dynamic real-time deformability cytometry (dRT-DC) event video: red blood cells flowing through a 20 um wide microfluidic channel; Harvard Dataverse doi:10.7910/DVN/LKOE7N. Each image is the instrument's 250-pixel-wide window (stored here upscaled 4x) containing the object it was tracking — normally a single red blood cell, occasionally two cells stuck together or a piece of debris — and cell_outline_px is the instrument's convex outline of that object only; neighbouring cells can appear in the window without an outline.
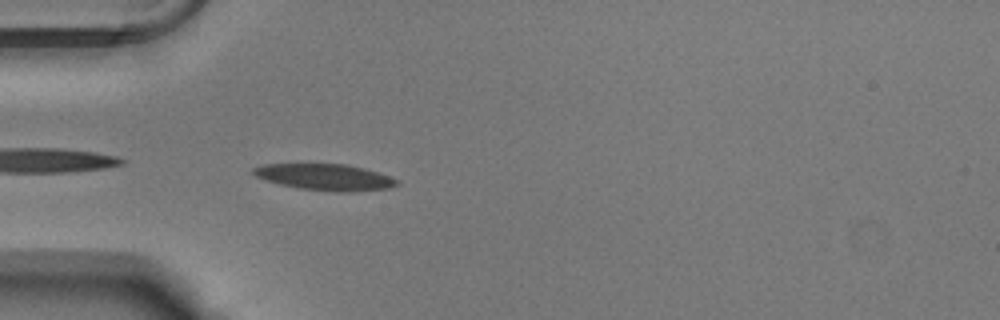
{"species": "Egyptian fruit bat (a non-hibernating species)", "species_latin": "Rousettus aegyptiacus", "temperature_condition": "warm", "stored_images_in_passage": 38, "camera_frame_rate_fps": 3000, "um_per_image_px": 0.085, "animal": {"sex": "male"}, "frame": {"image": 1, "passage_image": 1, "time_ms": 0.0, "image_size_px": [1000, 320], "cell_outline_px": [[400, 184], [388, 188], [356, 192], [336, 192], [300, 188], [280, 184], [264, 180], [256, 176], [252, 172], [252, 168], [260, 164], [348, 164], [364, 168], [400, 180]], "centroid_in_image_um": [27.63, 15.05], "position_along_channel_um": 57.4, "area_um2": 22.14}}
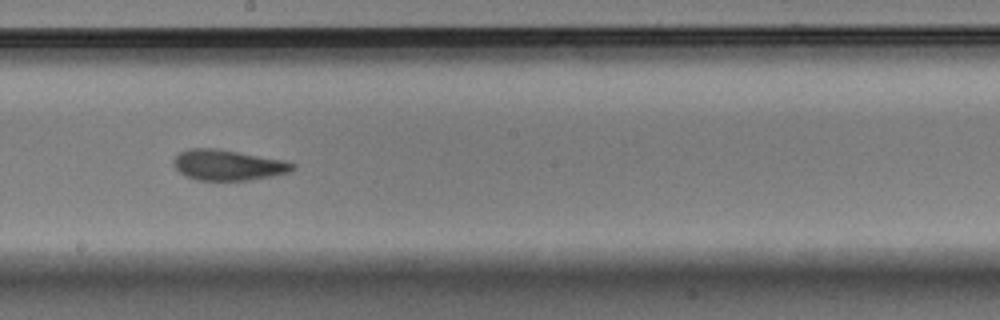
{"frame": {"image": 2, "passage_image": 15, "time_ms": 4.667, "image_size_px": [1000, 320], "cell_outline_px": [[296, 168], [288, 172], [272, 176], [248, 180], [196, 180], [184, 176], [176, 168], [172, 160], [180, 152], [188, 148], [216, 148], [284, 160], [296, 164]], "centroid_in_image_um": [19.36, 14.03], "position_along_channel_um": 228.8, "area_um2": 21.21}}
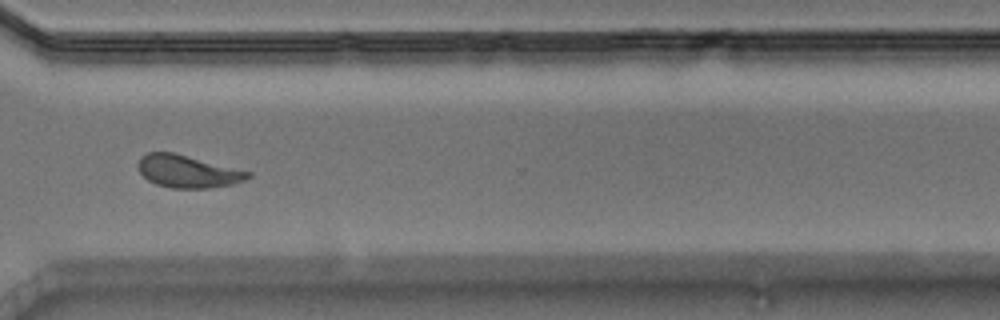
{"frame": {"image": 3, "passage_image": 25, "time_ms": 8.0, "image_size_px": [1000, 320], "cell_outline_px": [[252, 176], [244, 180], [232, 184], [208, 188], [172, 188], [156, 184], [148, 180], [140, 172], [136, 164], [140, 156], [148, 152], [172, 152], [252, 172]], "centroid_in_image_um": [15.93, 14.56], "position_along_channel_um": 354.7, "area_um2": 20.75}, "authors_computed_cell_mechanics": {"area_um2": 21.1548, "velocity_mm_per_s": 3.7775, "shape_relaxation_time_tau1_ms": 3.7242, "shape_relaxation_time_tau2_ms": 1.4967, "deformation_change_tau1": 0.1591, "deformation_change_tau2": 0.0944}}